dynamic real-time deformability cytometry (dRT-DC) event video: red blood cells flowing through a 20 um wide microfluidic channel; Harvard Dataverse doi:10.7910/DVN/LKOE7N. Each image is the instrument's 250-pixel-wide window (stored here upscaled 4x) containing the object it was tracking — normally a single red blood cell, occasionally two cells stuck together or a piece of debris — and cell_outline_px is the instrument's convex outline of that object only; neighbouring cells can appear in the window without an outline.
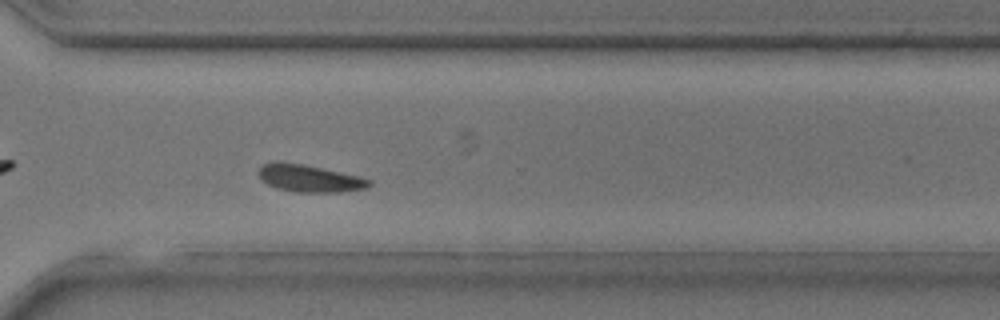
{"species": "common noctule bat (a hibernating species)", "species_latin": "Nyctalus noctula", "temperature_condition": "room temperature", "stored_images_in_passage": 40, "camera_frame_rate_fps": 3000, "um_per_image_px": 0.085, "animal": {"sex": "male", "body_mass_g": 17.9, "forearm_length_mm": 54.2}, "frame": {"image": 1, "passage_image": 29, "time_ms": 9.333, "image_size_px": [1000, 320], "cell_outline_px": [[372, 184], [368, 188], [340, 192], [296, 192], [276, 188], [268, 184], [260, 176], [260, 168], [264, 164], [304, 164], [360, 176], [372, 180]], "centroid_in_image_um": [26.44, 15.2], "position_along_channel_um": 344.2, "area_um2": 17.05}}
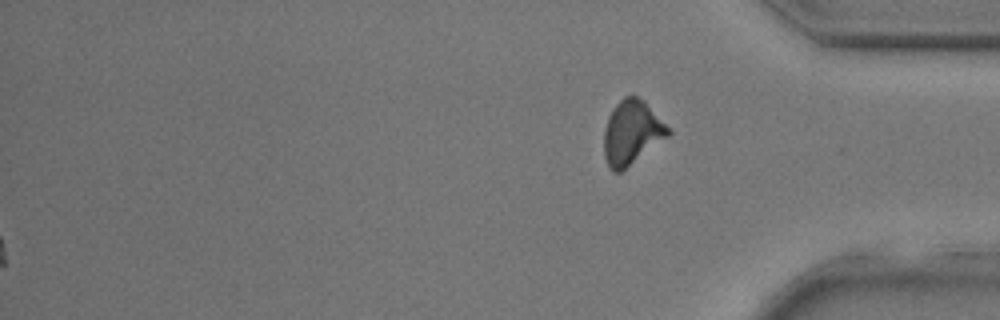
{"frame": {"image": 2, "passage_image": 40, "time_ms": 13.0, "image_size_px": [1000, 320], "cell_outline_px": [[672, 132], [668, 136], [620, 172], [612, 172], [608, 168], [604, 156], [604, 128], [608, 116], [612, 108], [624, 96], [632, 92], [644, 100]], "centroid_in_image_um": [53.66, 11.23], "position_along_channel_um": 381.5, "area_um2": 23.99}}